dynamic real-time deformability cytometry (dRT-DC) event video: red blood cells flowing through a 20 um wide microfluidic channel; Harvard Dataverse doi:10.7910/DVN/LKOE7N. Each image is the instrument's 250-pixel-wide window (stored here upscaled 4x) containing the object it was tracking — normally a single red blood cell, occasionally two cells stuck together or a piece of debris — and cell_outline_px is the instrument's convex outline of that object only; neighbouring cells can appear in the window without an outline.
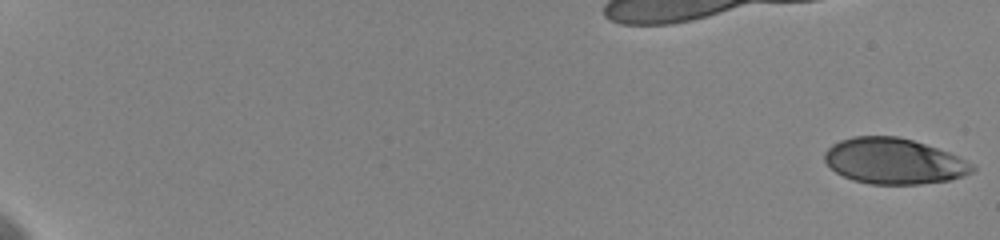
{"species": "human", "species_latin": "Homo sapiens", "temperature_condition": "cold", "stored_images_in_passage": 38, "camera_frame_rate_fps": 3000, "um_per_image_px": 0.085, "donor": {"sex": "female"}, "frame": {"image": 1, "passage_image": 1, "time_ms": 0.0, "image_size_px": [1000, 240], "cell_outline_px": [[976, 168], [972, 172], [964, 176], [948, 180], [920, 184], [872, 184], [852, 180], [836, 172], [824, 160], [824, 152], [832, 144], [840, 140], [852, 136], [896, 136], [912, 140], [948, 152], [972, 164]], "centroid_in_image_um": [75.95, 13.7], "position_along_channel_um": 9.0, "area_um2": 39.13}}